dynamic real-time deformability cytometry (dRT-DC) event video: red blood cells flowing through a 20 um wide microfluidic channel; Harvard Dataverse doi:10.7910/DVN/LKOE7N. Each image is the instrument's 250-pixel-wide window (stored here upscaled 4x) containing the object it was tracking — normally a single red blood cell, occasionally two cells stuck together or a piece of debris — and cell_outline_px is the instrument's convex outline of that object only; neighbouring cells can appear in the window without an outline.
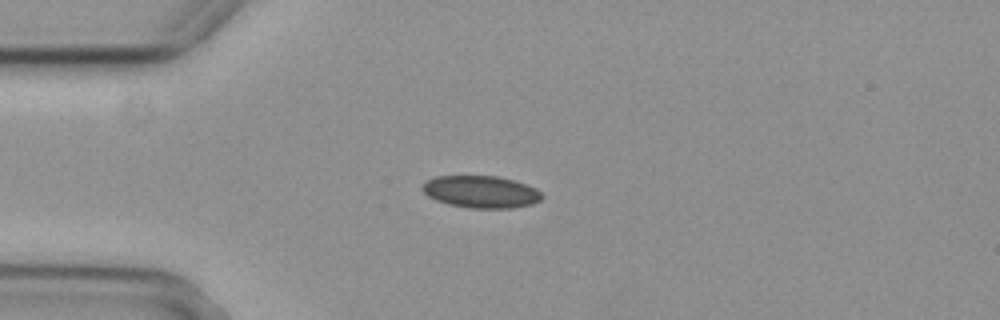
{"species": "common noctule bat (a hibernating species)", "species_latin": "Nyctalus noctula", "temperature_condition": "cold", "stored_images_in_passage": 3, "camera_frame_rate_fps": 3000, "um_per_image_px": 0.085, "animal": {"sex": "female", "body_mass_g": 29.2, "forearm_length_mm": 56.3}, "frame": {"image": 1, "passage_image": 1, "time_ms": 0.0, "image_size_px": [1000, 320], "cell_outline_px": [[544, 196], [540, 200], [532, 204], [512, 208], [468, 208], [448, 204], [436, 200], [428, 196], [420, 188], [428, 180], [436, 176], [496, 176], [512, 180], [536, 188]], "centroid_in_image_um": [40.88, 16.31], "position_along_channel_um": 44.1, "area_um2": 22.31}}